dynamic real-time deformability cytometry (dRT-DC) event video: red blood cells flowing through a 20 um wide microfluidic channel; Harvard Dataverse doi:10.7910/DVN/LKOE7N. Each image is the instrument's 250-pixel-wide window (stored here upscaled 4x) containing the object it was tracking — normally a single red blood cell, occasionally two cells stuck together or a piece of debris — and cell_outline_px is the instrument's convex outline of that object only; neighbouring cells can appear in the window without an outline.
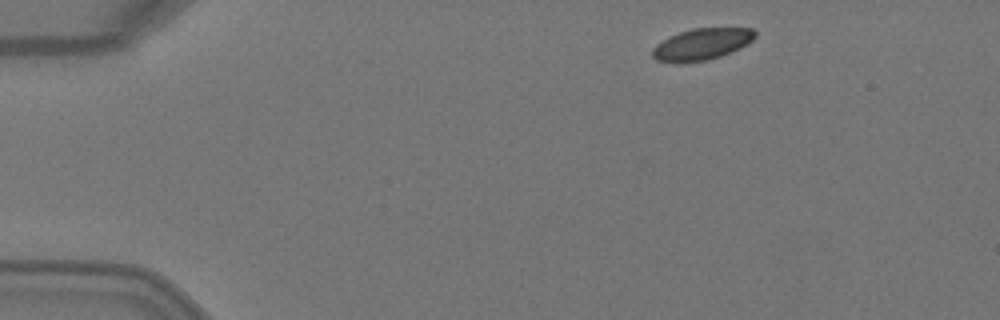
{"species": "Egyptian fruit bat (a non-hibernating species)", "species_latin": "Rousettus aegyptiacus", "temperature_condition": "warm", "stored_images_in_passage": 3, "camera_frame_rate_fps": 3000, "um_per_image_px": 0.085, "animal": {"sex": "female"}, "frame": {"image": 1, "passage_image": 1, "time_ms": 0.0, "image_size_px": [1000, 320], "cell_outline_px": [[756, 36], [748, 44], [740, 48], [720, 56], [708, 60], [680, 64], [656, 60], [652, 56], [652, 48], [656, 44], [668, 36], [692, 28], [752, 28], [756, 32]], "centroid_in_image_um": [59.62, 3.77], "position_along_channel_um": 25.4, "area_um2": 19.13}}